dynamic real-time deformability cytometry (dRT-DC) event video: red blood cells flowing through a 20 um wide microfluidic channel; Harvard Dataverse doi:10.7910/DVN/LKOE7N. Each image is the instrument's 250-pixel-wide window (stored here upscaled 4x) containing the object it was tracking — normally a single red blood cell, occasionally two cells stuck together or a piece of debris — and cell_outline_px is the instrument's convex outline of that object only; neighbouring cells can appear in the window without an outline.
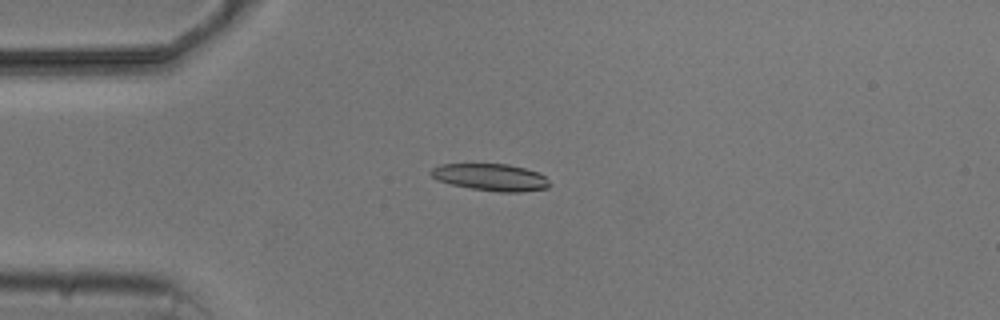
{"species": "common noctule bat (a hibernating species)", "species_latin": "Nyctalus noctula", "temperature_condition": "cold", "stored_images_in_passage": 8, "camera_frame_rate_fps": 3000, "um_per_image_px": 0.085, "animal": {"sex": "male", "body_mass_g": 20.5, "forearm_length_mm": 52.5}, "frame": {"image": 1, "passage_image": 3, "time_ms": 3.333, "image_size_px": [1000, 320], "cell_outline_px": [[552, 184], [548, 188], [520, 192], [500, 192], [472, 188], [452, 184], [436, 180], [428, 172], [432, 168], [440, 164], [508, 164], [524, 168], [536, 172], [544, 176]], "centroid_in_image_um": [41.71, 15.06], "position_along_channel_um": 43.3, "area_um2": 18.61}}
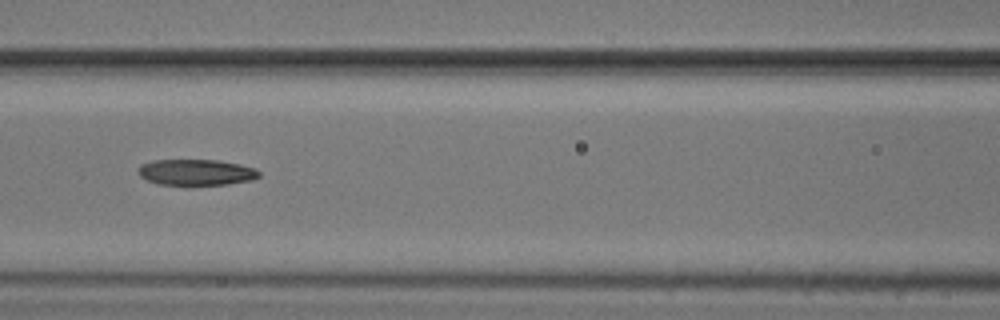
{"frame": {"image": 2, "passage_image": 6, "time_ms": 6.667, "image_size_px": [1000, 320], "cell_outline_px": [[260, 176], [252, 180], [228, 184], [192, 188], [156, 184], [140, 176], [140, 164], [152, 160], [216, 160], [240, 164], [256, 168], [260, 172]], "centroid_in_image_um": [16.69, 14.69], "position_along_channel_um": 149.9, "area_um2": 19.19}}
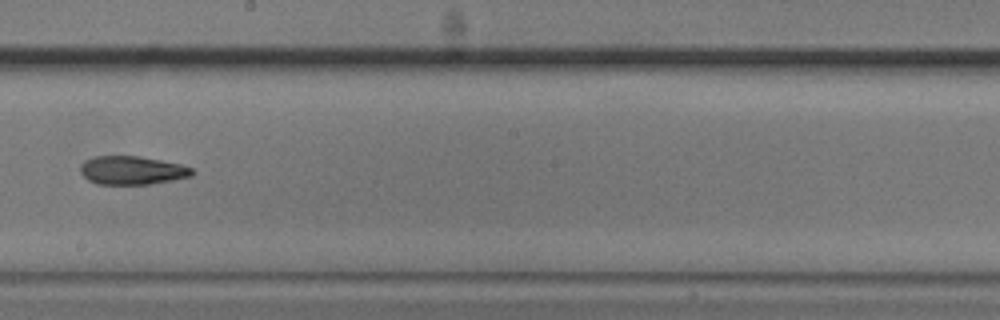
{"frame": {"image": 3, "passage_image": 8, "time_ms": 9.0, "image_size_px": [1000, 320], "cell_outline_px": [[196, 172], [192, 176], [172, 180], [148, 184], [96, 184], [88, 180], [80, 172], [80, 164], [84, 160], [96, 156], [140, 156], [180, 164], [192, 168]], "centroid_in_image_um": [11.21, 14.47], "position_along_channel_um": 237.0, "area_um2": 18.61}}